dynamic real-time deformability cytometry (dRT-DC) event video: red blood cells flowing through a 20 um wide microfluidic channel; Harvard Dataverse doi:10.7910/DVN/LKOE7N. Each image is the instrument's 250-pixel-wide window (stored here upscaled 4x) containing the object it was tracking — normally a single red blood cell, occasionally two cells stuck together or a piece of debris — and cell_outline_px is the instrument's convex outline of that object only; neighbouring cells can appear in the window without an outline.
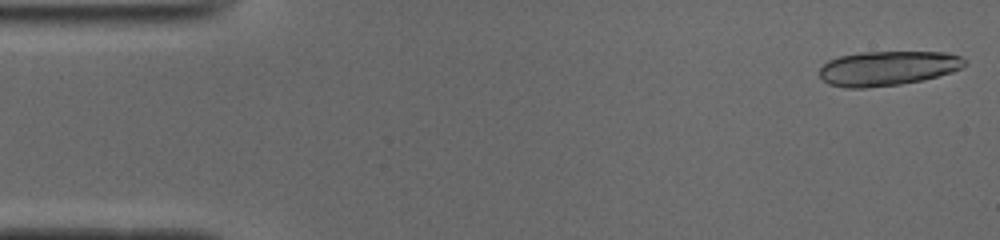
{"species": "common noctule bat (a hibernating species)", "species_latin": "Nyctalus noctula", "temperature_condition": "cold", "stored_images_in_passage": 10, "camera_frame_rate_fps": 3000, "um_per_image_px": 0.085, "animal": {"sex": "male", "body_mass_g": 19.0, "forearm_length_mm": 50.8}, "frame": {"image": 1, "passage_image": 1, "time_ms": 0.0, "image_size_px": [1000, 240], "cell_outline_px": [[968, 60], [960, 68], [952, 72], [924, 80], [900, 84], [864, 88], [848, 88], [828, 84], [820, 76], [820, 68], [828, 60], [840, 56], [860, 52], [948, 52], [960, 56]], "centroid_in_image_um": [75.47, 5.8], "position_along_channel_um": 9.5, "area_um2": 29.3}}